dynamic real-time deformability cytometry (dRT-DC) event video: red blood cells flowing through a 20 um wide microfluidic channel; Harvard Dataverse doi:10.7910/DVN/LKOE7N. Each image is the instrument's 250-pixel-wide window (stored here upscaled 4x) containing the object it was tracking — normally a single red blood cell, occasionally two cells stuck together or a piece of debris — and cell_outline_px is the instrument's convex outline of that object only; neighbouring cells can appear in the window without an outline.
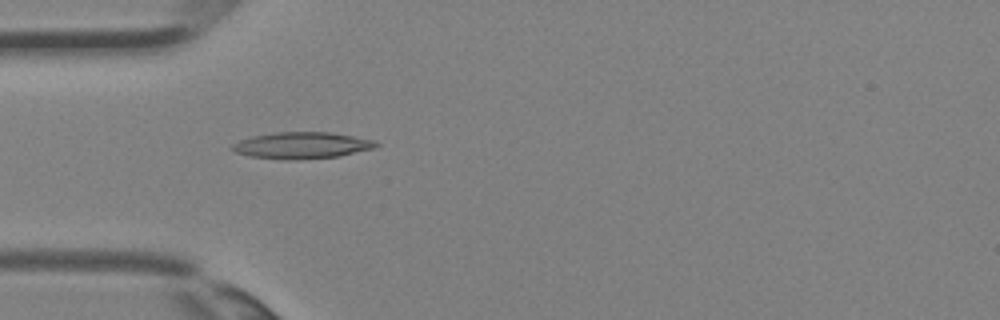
{"species": "Egyptian fruit bat (a non-hibernating species)", "species_latin": "Rousettus aegyptiacus", "temperature_condition": "room temperature", "stored_images_in_passage": 36, "camera_frame_rate_fps": 3000, "um_per_image_px": 0.085, "animal": {"sex": "female"}, "frame": {"image": 1, "passage_image": 11, "time_ms": 3.333, "image_size_px": [1000, 320], "cell_outline_px": [[380, 144], [376, 148], [340, 156], [296, 160], [284, 160], [248, 156], [236, 152], [228, 148], [232, 144], [240, 140], [252, 136], [276, 132], [332, 132], [376, 140]], "centroid_in_image_um": [25.67, 12.36], "position_along_channel_um": 59.3, "area_um2": 22.6}}
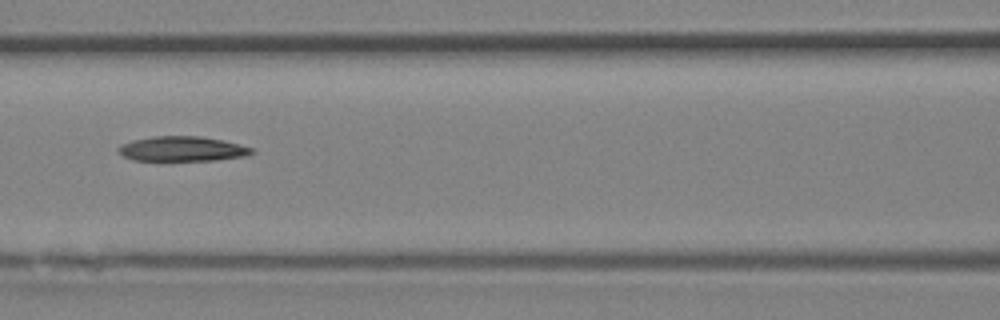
{"frame": {"image": 2, "passage_image": 16, "time_ms": 5.0, "image_size_px": [1000, 320], "cell_outline_px": [[252, 152], [244, 156], [216, 160], [132, 160], [124, 156], [116, 148], [120, 144], [132, 140], [152, 136], [200, 136], [220, 140], [252, 148]], "centroid_in_image_um": [15.4, 12.65], "position_along_channel_um": 151.2, "area_um2": 19.02}}
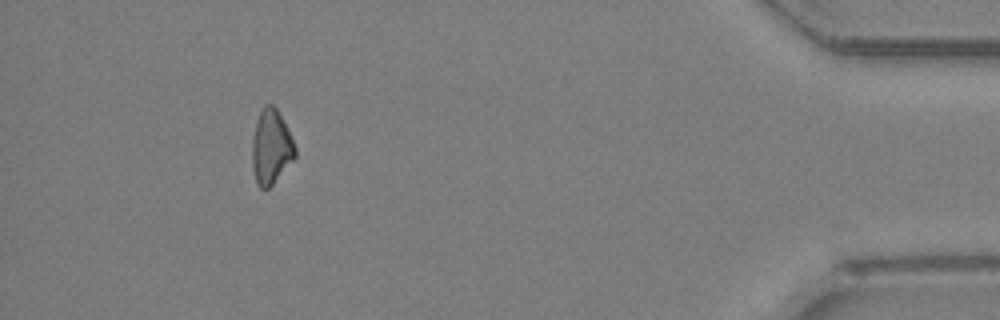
{"frame": {"image": 3, "passage_image": 33, "time_ms": 10.667, "image_size_px": [1000, 320], "cell_outline_px": [[296, 156], [272, 184], [268, 188], [260, 188], [256, 184], [252, 168], [252, 140], [256, 120], [264, 104], [272, 104], [276, 108], [296, 148]], "centroid_in_image_um": [23.0, 12.51], "position_along_channel_um": 412.2, "area_um2": 18.38}}